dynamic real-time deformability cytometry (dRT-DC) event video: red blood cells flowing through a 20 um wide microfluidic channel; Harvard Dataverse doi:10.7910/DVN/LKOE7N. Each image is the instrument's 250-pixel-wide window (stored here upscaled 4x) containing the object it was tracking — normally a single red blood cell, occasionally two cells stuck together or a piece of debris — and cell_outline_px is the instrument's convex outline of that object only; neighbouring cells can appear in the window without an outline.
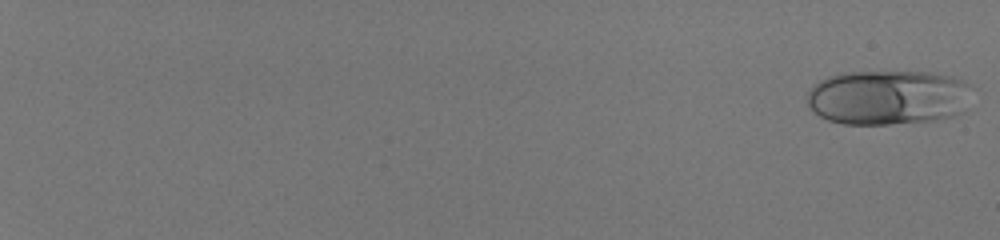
{"species": "human", "species_latin": "Homo sapiens", "temperature_condition": "room temperature", "stored_images_in_passage": 56, "camera_frame_rate_fps": 3000, "um_per_image_px": 0.085, "donor": {"sex": "male"}, "frame": {"image": 1, "passage_image": 1, "time_ms": 0.0, "image_size_px": [1000, 240], "cell_outline_px": [[976, 88], [968, 108], [964, 112], [952, 116], [936, 120], [888, 124], [844, 124], [828, 120], [820, 116], [808, 104], [808, 92], [820, 80], [828, 76], [844, 72], [928, 72], [952, 76], [972, 84]], "centroid_in_image_um": [75.61, 8.27], "position_along_channel_um": 9.4, "area_um2": 53.47}}
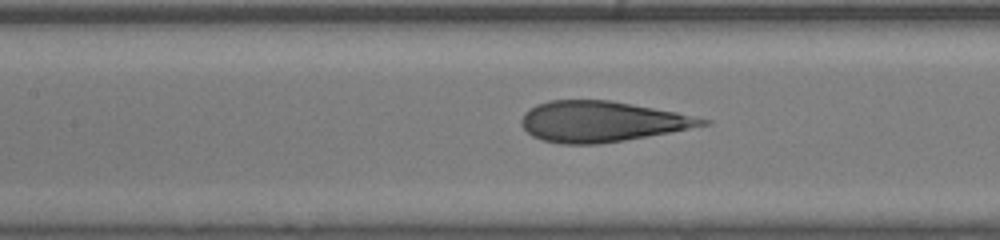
{"frame": {"image": 2, "passage_image": 32, "time_ms": 10.333, "image_size_px": [1000, 240], "cell_outline_px": [[712, 124], [648, 136], [600, 144], [560, 144], [544, 140], [532, 136], [520, 124], [520, 120], [524, 112], [528, 108], [536, 104], [548, 100], [608, 100], [632, 104], [676, 112], [712, 120]], "centroid_in_image_um": [51.12, 10.33], "position_along_channel_um": 156.3, "area_um2": 42.89}}
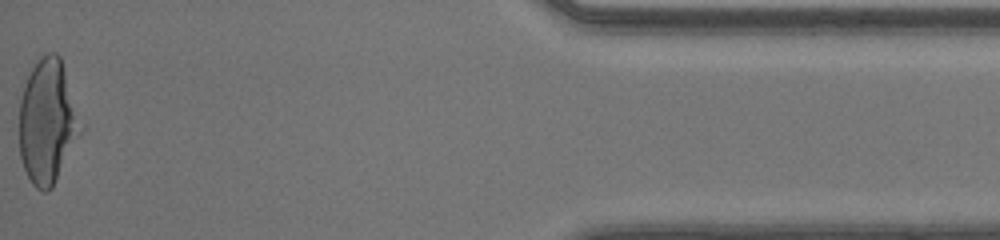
{"frame": {"image": 3, "passage_image": 56, "time_ms": 18.333, "image_size_px": [1000, 240], "cell_outline_px": [[80, 132], [52, 188], [48, 192], [44, 192], [36, 188], [32, 184], [24, 168], [20, 156], [20, 100], [28, 76], [32, 68], [40, 56], [48, 52], [56, 52], [60, 56]], "centroid_in_image_um": [3.96, 10.37], "position_along_channel_um": 431.2, "area_um2": 42.6}, "authors_computed_cell_mechanics": {"area_um2": 44.7661, "velocity_mm_per_s": 4.1368, "shape_relaxation_time_tau1_ms": 6.899, "shape_relaxation_time_tau2_ms": null, "deformation_change_tau1": 0.2573, "deformation_change_tau2": null}}